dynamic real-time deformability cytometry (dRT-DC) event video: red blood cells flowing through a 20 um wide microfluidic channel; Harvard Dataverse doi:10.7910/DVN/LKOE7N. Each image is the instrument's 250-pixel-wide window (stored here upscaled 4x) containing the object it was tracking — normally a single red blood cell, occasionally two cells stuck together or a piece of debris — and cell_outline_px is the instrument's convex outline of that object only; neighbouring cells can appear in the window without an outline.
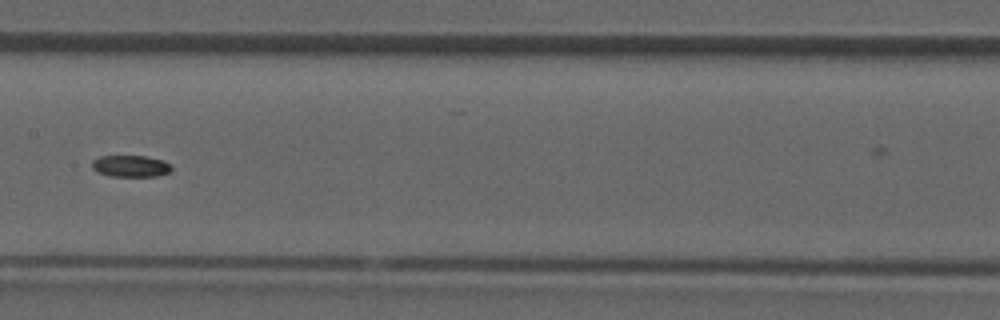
{"species": "common noctule bat (a hibernating species)", "species_latin": "Nyctalus noctula", "temperature_condition": "room temperature", "stored_images_in_passage": 30, "camera_frame_rate_fps": 3000, "um_per_image_px": 0.085, "animal": {"sex": "male", "forearm_length_mm": 52.5}, "frame": {"image": 1, "passage_image": 9, "time_ms": 2.667, "image_size_px": [1000, 320], "cell_outline_px": [[172, 168], [168, 172], [156, 176], [108, 176], [96, 172], [92, 168], [92, 160], [100, 156], [144, 156], [164, 160], [172, 164]], "centroid_in_image_um": [11.09, 14.11], "position_along_channel_um": 196.3, "area_um2": 10.12}}